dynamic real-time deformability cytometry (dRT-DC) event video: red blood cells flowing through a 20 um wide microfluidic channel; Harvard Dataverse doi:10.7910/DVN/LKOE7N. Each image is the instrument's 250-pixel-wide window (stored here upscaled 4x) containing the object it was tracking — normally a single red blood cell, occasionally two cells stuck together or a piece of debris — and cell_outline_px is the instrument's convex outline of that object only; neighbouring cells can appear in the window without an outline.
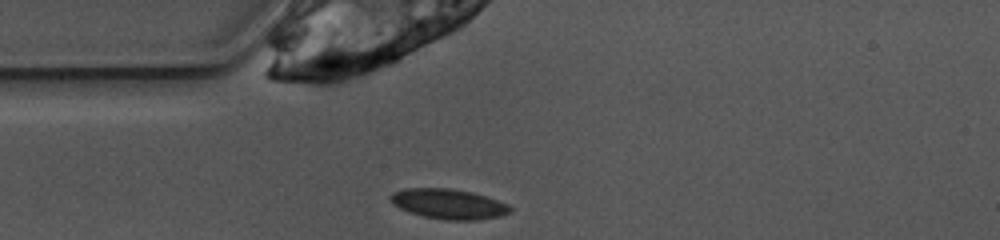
{"species": "common noctule bat (a hibernating species)", "species_latin": "Nyctalus noctula", "temperature_condition": "warm", "stored_images_in_passage": 36, "camera_frame_rate_fps": 3000, "um_per_image_px": 0.085, "animal": {"sex": "female", "body_mass_g": 10.0, "forearm_length_mm": 53.1}, "frame": {"image": 1, "passage_image": 1, "time_ms": 0.0, "image_size_px": [1000, 240], "cell_outline_px": [[512, 212], [500, 216], [476, 220], [448, 220], [424, 216], [400, 208], [392, 204], [388, 200], [388, 196], [392, 192], [404, 188], [448, 188], [472, 192], [508, 204], [512, 208]], "centroid_in_image_um": [38.1, 17.33], "position_along_channel_um": 46.9, "area_um2": 20.92}}
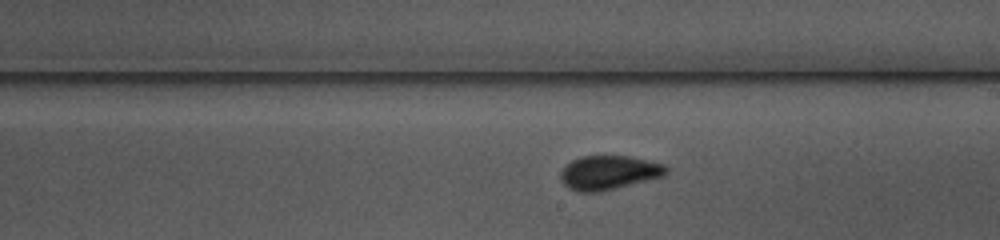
{"frame": {"image": 2, "passage_image": 16, "time_ms": 5.0, "image_size_px": [1000, 240], "cell_outline_px": [[668, 172], [664, 176], [600, 192], [580, 192], [568, 188], [560, 180], [560, 172], [564, 164], [580, 156], [628, 156], [664, 164], [668, 168]], "centroid_in_image_um": [51.71, 14.67], "position_along_channel_um": 237.3, "area_um2": 21.1}}
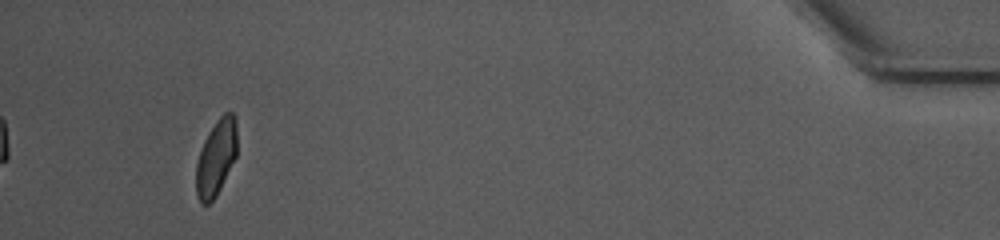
{"frame": {"image": 3, "passage_image": 36, "time_ms": 11.667, "image_size_px": [1000, 240], "cell_outline_px": [[236, 156], [216, 196], [208, 204], [200, 204], [196, 196], [196, 164], [204, 140], [208, 132], [216, 120], [224, 112], [232, 112], [236, 116]], "centroid_in_image_um": [18.36, 13.39], "position_along_channel_um": 416.8, "area_um2": 18.09}, "authors_computed_cell_mechanics": {"area_um2": 20.0855, "velocity_mm_per_s": 3.8963, "shape_relaxation_time_tau1_ms": 3.9067, "shape_relaxation_time_tau2_ms": 0.7596, "deformation_change_tau1": 0.1237, "deformation_change_tau2": 0.0623}}